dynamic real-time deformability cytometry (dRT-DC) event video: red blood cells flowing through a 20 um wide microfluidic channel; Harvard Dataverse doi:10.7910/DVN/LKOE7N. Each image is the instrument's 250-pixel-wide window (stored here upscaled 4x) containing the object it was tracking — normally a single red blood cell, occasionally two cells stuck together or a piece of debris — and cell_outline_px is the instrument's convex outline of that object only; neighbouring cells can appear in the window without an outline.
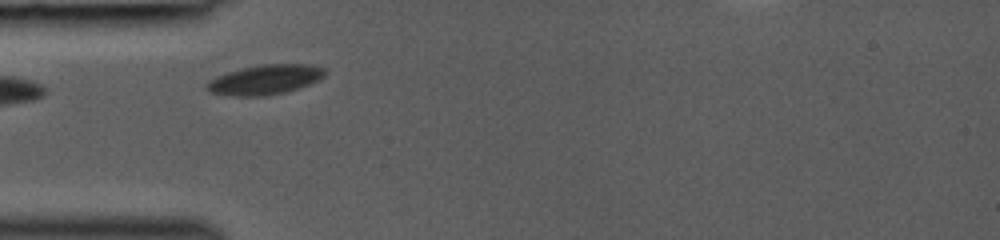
{"species": "common noctule bat (a hibernating species)", "species_latin": "Nyctalus noctula", "temperature_condition": "room temperature", "stored_images_in_passage": 14, "camera_frame_rate_fps": 3000, "um_per_image_px": 0.085, "animal": {"sex": "female", "body_mass_g": 19.0, "forearm_length_mm": 53.3}, "frame": {"image": 1, "passage_image": 1, "time_ms": 0.0, "image_size_px": [1000, 240], "cell_outline_px": [[324, 76], [320, 80], [300, 88], [284, 92], [264, 96], [236, 96], [208, 92], [204, 88], [204, 84], [208, 80], [216, 76], [228, 72], [244, 68], [264, 64], [308, 64], [324, 68]], "centroid_in_image_um": [22.5, 6.78], "position_along_channel_um": 62.5, "area_um2": 20.52}}
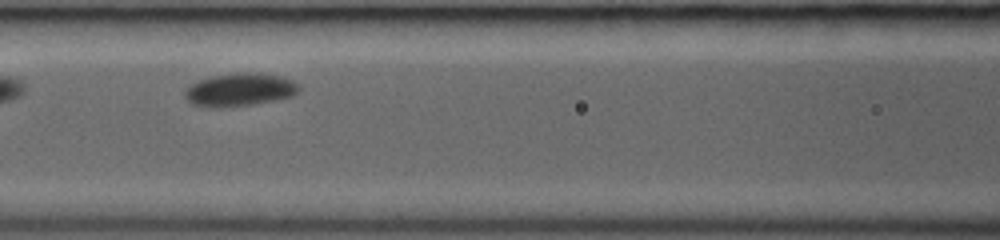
{"frame": {"image": 2, "passage_image": 7, "time_ms": 2.0, "image_size_px": [1000, 240], "cell_outline_px": [[300, 88], [292, 96], [276, 100], [252, 104], [220, 108], [216, 108], [192, 104], [184, 96], [184, 92], [192, 84], [200, 80], [216, 76], [280, 76], [292, 80]], "centroid_in_image_um": [20.34, 7.7], "position_along_channel_um": 146.3, "area_um2": 20.52}}
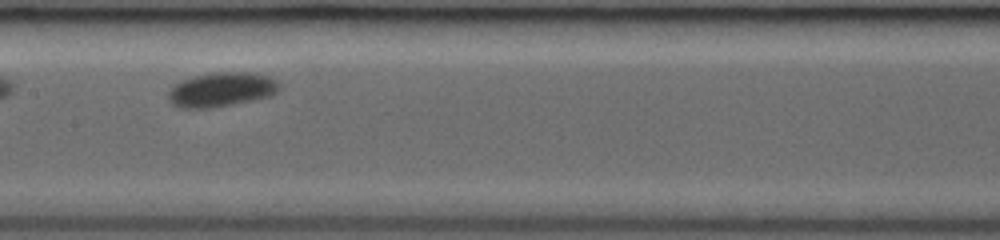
{"frame": {"image": 3, "passage_image": 10, "time_ms": 3.0, "image_size_px": [1000, 240], "cell_outline_px": [[280, 88], [272, 96], [212, 108], [180, 108], [172, 104], [168, 100], [168, 92], [176, 84], [184, 80], [196, 76], [220, 72], [248, 72], [268, 76], [276, 80], [280, 84]], "centroid_in_image_um": [18.85, 7.63], "position_along_channel_um": 188.6, "area_um2": 22.02}}